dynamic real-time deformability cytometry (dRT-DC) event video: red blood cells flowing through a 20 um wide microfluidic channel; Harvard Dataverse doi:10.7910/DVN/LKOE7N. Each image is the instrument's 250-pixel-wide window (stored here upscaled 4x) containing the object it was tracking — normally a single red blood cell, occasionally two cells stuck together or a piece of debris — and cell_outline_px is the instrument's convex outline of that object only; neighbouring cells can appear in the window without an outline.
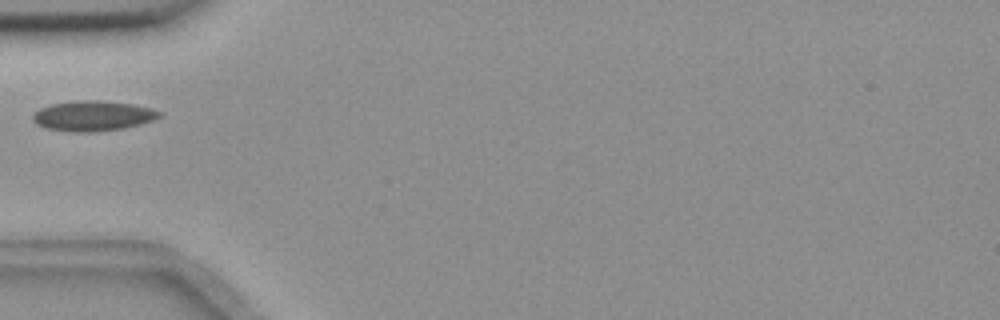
{"species": "common noctule bat (a hibernating species)", "species_latin": "Nyctalus noctula", "temperature_condition": "room temperature", "stored_images_in_passage": 2, "camera_frame_rate_fps": 3000, "um_per_image_px": 0.085, "animal": {"sex": "female", "body_mass_g": 18.4}, "frame": {"image": 1, "passage_image": 1, "time_ms": 0.0, "image_size_px": [1000, 320], "cell_outline_px": [[160, 116], [152, 120], [140, 124], [124, 128], [92, 132], [72, 132], [44, 128], [36, 124], [32, 120], [32, 116], [40, 108], [52, 104], [80, 100], [100, 100], [132, 104], [152, 108], [160, 112]], "centroid_in_image_um": [7.87, 9.85], "position_along_channel_um": 77.1, "area_um2": 22.2}}